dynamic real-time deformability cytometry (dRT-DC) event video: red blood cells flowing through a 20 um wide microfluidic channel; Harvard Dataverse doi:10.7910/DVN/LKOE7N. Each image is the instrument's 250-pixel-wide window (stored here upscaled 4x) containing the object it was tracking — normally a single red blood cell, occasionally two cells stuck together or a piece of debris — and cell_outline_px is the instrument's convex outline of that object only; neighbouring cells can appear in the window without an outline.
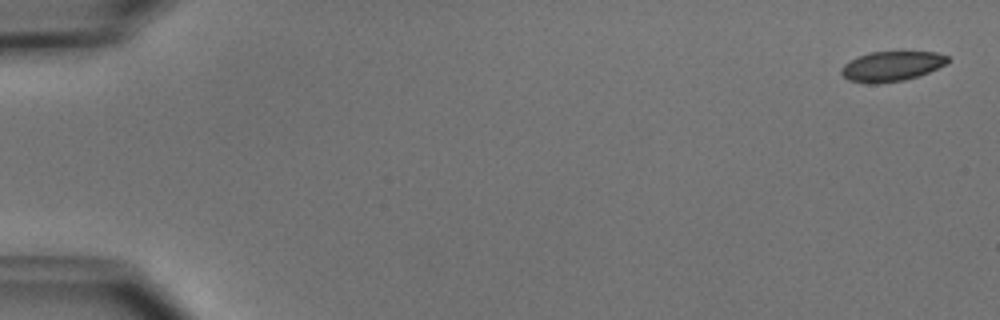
{"species": "common noctule bat (a hibernating species)", "species_latin": "Nyctalus noctula", "temperature_condition": "cold", "stored_images_in_passage": 3, "camera_frame_rate_fps": 3000, "um_per_image_px": 0.085, "animal": {"sex": "male", "body_mass_g": 15.6}, "frame": {"image": 1, "passage_image": 1, "time_ms": 0.0, "image_size_px": [1000, 320], "cell_outline_px": [[948, 60], [944, 64], [928, 72], [904, 80], [880, 84], [868, 84], [848, 80], [840, 72], [840, 68], [844, 64], [860, 56], [872, 52], [936, 52], [948, 56]], "centroid_in_image_um": [75.74, 5.65], "position_along_channel_um": 9.3, "area_um2": 18.32}}